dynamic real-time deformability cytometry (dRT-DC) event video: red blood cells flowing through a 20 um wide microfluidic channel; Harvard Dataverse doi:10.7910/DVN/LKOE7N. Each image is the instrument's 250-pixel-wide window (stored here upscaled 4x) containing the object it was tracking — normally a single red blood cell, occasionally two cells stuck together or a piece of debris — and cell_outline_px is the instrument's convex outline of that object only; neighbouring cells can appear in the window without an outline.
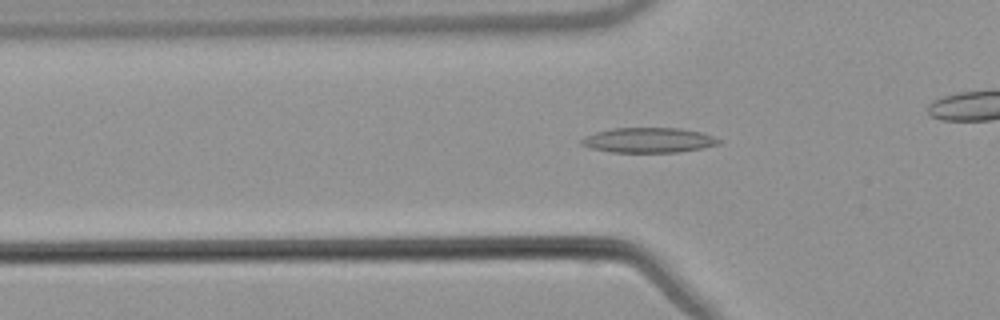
{"species": "common noctule bat (a hibernating species)", "species_latin": "Nyctalus noctula", "temperature_condition": "warm", "stored_images_in_passage": 39, "camera_frame_rate_fps": 3000, "um_per_image_px": 0.085, "animal": {"sex": "male", "body_mass_g": 21.5, "forearm_length_mm": 52.0}, "frame": {"image": 1, "passage_image": 13, "time_ms": 4.0, "image_size_px": [1000, 320], "cell_outline_px": [[724, 140], [720, 144], [704, 148], [680, 152], [608, 152], [592, 148], [580, 144], [580, 140], [584, 136], [596, 132], [612, 128], [680, 128], [700, 132]], "centroid_in_image_um": [55.15, 11.92], "position_along_channel_um": 70.6, "area_um2": 20.17}}
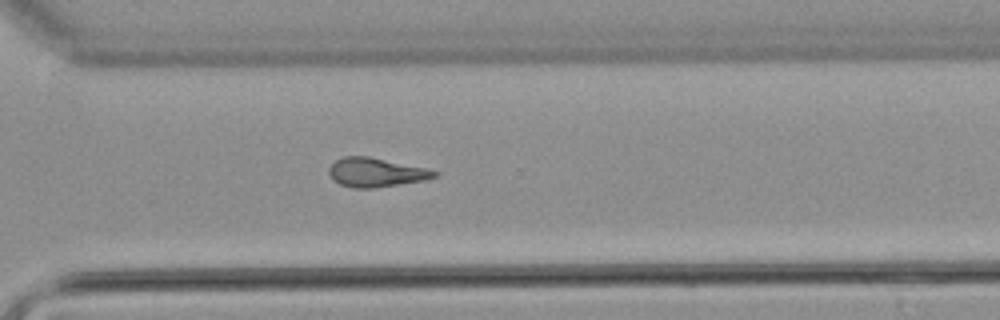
{"frame": {"image": 2, "passage_image": 34, "time_ms": 11.0, "image_size_px": [1000, 320], "cell_outline_px": [[440, 172], [436, 176], [424, 180], [372, 188], [352, 188], [340, 184], [332, 180], [328, 172], [328, 168], [336, 160], [344, 156], [368, 156], [428, 168]], "centroid_in_image_um": [31.94, 14.65], "position_along_channel_um": 338.7, "area_um2": 17.86}}
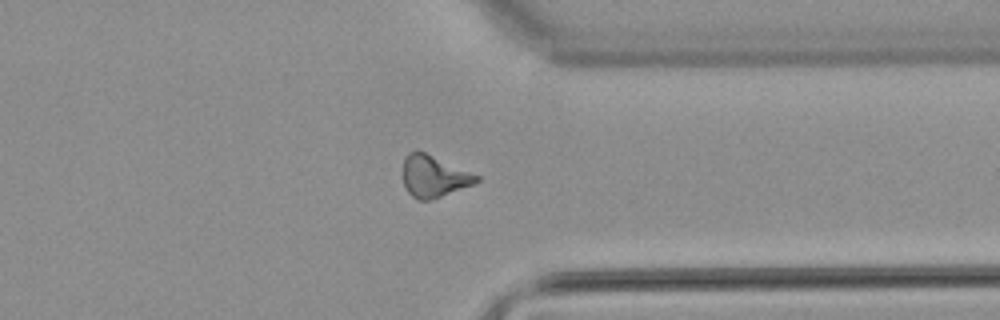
{"frame": {"image": 3, "passage_image": 37, "time_ms": 12.0, "image_size_px": [1000, 320], "cell_outline_px": [[480, 180], [476, 184], [428, 200], [420, 200], [412, 196], [408, 192], [404, 184], [404, 160], [408, 152], [416, 148], [480, 176]], "centroid_in_image_um": [36.89, 14.96], "position_along_channel_um": 374.5, "area_um2": 17.8}}